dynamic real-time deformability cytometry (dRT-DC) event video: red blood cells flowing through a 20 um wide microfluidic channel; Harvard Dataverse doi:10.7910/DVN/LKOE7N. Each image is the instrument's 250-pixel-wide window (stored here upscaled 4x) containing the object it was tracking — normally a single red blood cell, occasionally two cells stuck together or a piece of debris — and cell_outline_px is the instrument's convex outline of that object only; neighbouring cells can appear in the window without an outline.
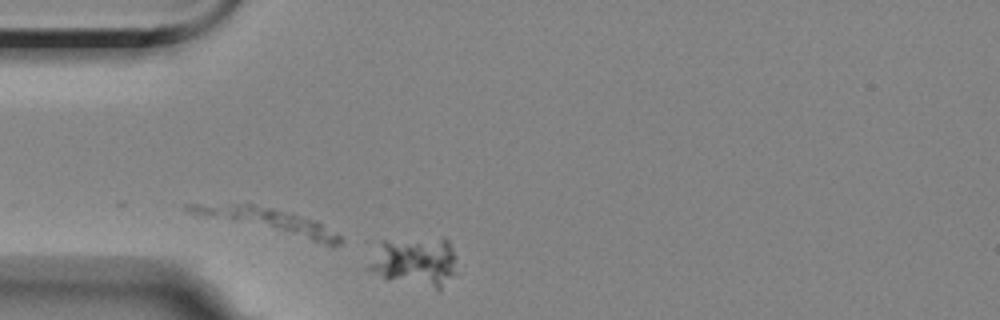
{"species": "Egyptian fruit bat (a non-hibernating species)", "species_latin": "Rousettus aegyptiacus", "temperature_condition": "room temperature", "stored_images_in_passage": 2, "camera_frame_rate_fps": 3000, "um_per_image_px": 0.085, "animal": {"sex": "female"}, "frame": {"image": 1, "passage_image": 1, "time_ms": 0.0, "image_size_px": [1000, 320], "cell_outline_px": [[452, 276], [440, 292], [388, 280], [372, 272], [368, 268], [376, 244], [380, 240], [444, 236], [448, 240], [452, 248]], "centroid_in_image_um": [35.22, 22.24], "position_along_channel_um": 49.8, "area_um2": 26.01}}